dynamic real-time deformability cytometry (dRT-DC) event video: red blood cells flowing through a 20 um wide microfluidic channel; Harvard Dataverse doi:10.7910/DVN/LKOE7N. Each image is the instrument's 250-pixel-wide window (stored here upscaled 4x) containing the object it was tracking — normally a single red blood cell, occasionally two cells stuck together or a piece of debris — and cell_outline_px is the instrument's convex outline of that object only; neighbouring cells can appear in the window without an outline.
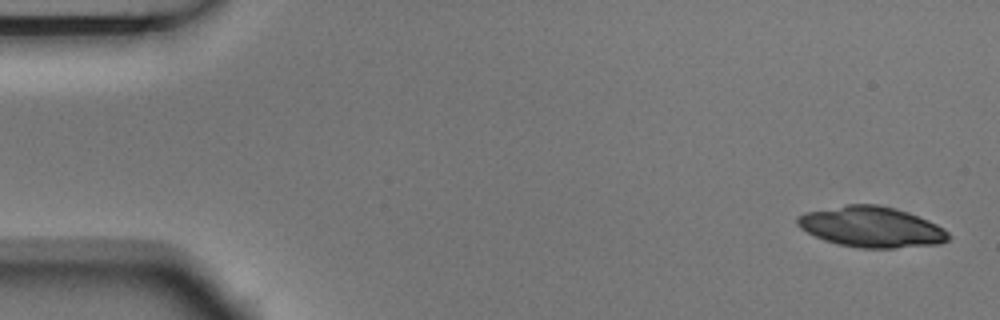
{"species": "Egyptian fruit bat (a non-hibernating species)", "species_latin": "Rousettus aegyptiacus", "temperature_condition": "room temperature", "stored_images_in_passage": 5, "camera_frame_rate_fps": 3000, "um_per_image_px": 0.085, "animal": {"sex": "male"}, "frame": {"image": 1, "passage_image": 1, "time_ms": 0.0, "image_size_px": [1000, 320], "cell_outline_px": [[952, 236], [948, 240], [940, 244], [896, 248], [860, 248], [836, 244], [824, 240], [800, 228], [796, 224], [796, 216], [804, 212], [848, 204], [876, 204], [908, 212], [928, 220], [944, 228]], "centroid_in_image_um": [74.07, 19.29], "position_along_channel_um": 10.9, "area_um2": 35.95}}